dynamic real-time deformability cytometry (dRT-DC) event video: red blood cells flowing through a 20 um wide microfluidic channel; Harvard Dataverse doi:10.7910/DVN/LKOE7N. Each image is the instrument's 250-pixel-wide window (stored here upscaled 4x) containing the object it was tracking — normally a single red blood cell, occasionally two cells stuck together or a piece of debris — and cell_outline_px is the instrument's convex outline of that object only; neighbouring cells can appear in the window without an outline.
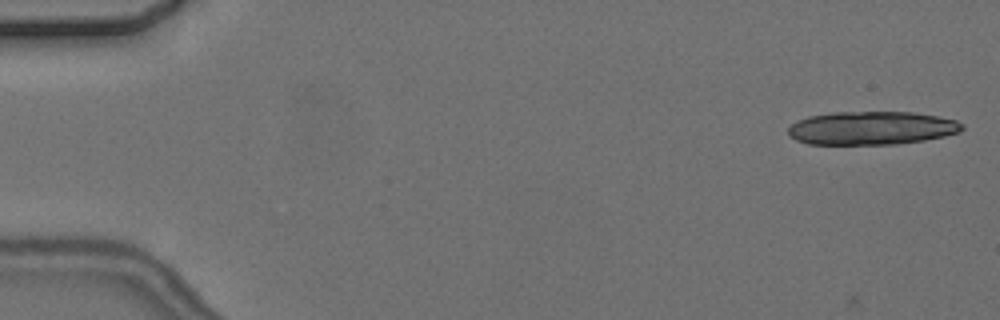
{"species": "common noctule bat (a hibernating species)", "species_latin": "Nyctalus noctula", "temperature_condition": "cold", "stored_images_in_passage": 5, "camera_frame_rate_fps": 3000, "um_per_image_px": 0.085, "animal": {"sex": "female", "body_mass_g": 24.6, "forearm_length_mm": 56.2}, "frame": {"image": 1, "passage_image": 1, "time_ms": 0.0, "image_size_px": [1000, 320], "cell_outline_px": [[964, 128], [960, 132], [944, 136], [924, 140], [896, 144], [808, 144], [796, 140], [788, 136], [788, 128], [792, 124], [808, 116], [832, 112], [912, 112], [940, 116], [956, 120], [964, 124]], "centroid_in_image_um": [74.1, 10.88], "position_along_channel_um": 10.9, "area_um2": 33.99}}